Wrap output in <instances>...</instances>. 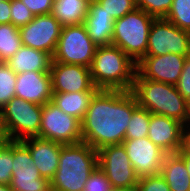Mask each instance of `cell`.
Wrapping results in <instances>:
<instances>
[{
	"label": "cell",
	"instance_id": "6da1fadb",
	"mask_svg": "<svg viewBox=\"0 0 190 191\" xmlns=\"http://www.w3.org/2000/svg\"><path fill=\"white\" fill-rule=\"evenodd\" d=\"M138 106L132 91L98 90L81 121L82 141L96 151L107 145L122 144Z\"/></svg>",
	"mask_w": 190,
	"mask_h": 191
},
{
	"label": "cell",
	"instance_id": "7a4b0ae2",
	"mask_svg": "<svg viewBox=\"0 0 190 191\" xmlns=\"http://www.w3.org/2000/svg\"><path fill=\"white\" fill-rule=\"evenodd\" d=\"M137 64L119 47L97 46L89 67L98 90L132 91Z\"/></svg>",
	"mask_w": 190,
	"mask_h": 191
},
{
	"label": "cell",
	"instance_id": "3957f363",
	"mask_svg": "<svg viewBox=\"0 0 190 191\" xmlns=\"http://www.w3.org/2000/svg\"><path fill=\"white\" fill-rule=\"evenodd\" d=\"M97 167L98 152L86 142L63 145L58 169L50 181L52 191H84Z\"/></svg>",
	"mask_w": 190,
	"mask_h": 191
},
{
	"label": "cell",
	"instance_id": "277c9868",
	"mask_svg": "<svg viewBox=\"0 0 190 191\" xmlns=\"http://www.w3.org/2000/svg\"><path fill=\"white\" fill-rule=\"evenodd\" d=\"M138 105L150 113L164 115L184 124L188 101L175 85L143 79L137 72L132 88Z\"/></svg>",
	"mask_w": 190,
	"mask_h": 191
},
{
	"label": "cell",
	"instance_id": "5b68a950",
	"mask_svg": "<svg viewBox=\"0 0 190 191\" xmlns=\"http://www.w3.org/2000/svg\"><path fill=\"white\" fill-rule=\"evenodd\" d=\"M153 20L154 17L139 8L115 20L112 45L119 47L137 64L146 56Z\"/></svg>",
	"mask_w": 190,
	"mask_h": 191
},
{
	"label": "cell",
	"instance_id": "8992f818",
	"mask_svg": "<svg viewBox=\"0 0 190 191\" xmlns=\"http://www.w3.org/2000/svg\"><path fill=\"white\" fill-rule=\"evenodd\" d=\"M42 108V105L13 97L2 108L9 140L22 141L30 137H40Z\"/></svg>",
	"mask_w": 190,
	"mask_h": 191
},
{
	"label": "cell",
	"instance_id": "52a82bcc",
	"mask_svg": "<svg viewBox=\"0 0 190 191\" xmlns=\"http://www.w3.org/2000/svg\"><path fill=\"white\" fill-rule=\"evenodd\" d=\"M96 49L83 24L63 26L52 62L90 67Z\"/></svg>",
	"mask_w": 190,
	"mask_h": 191
},
{
	"label": "cell",
	"instance_id": "ba28073f",
	"mask_svg": "<svg viewBox=\"0 0 190 191\" xmlns=\"http://www.w3.org/2000/svg\"><path fill=\"white\" fill-rule=\"evenodd\" d=\"M169 53L190 56V32L180 29L165 18H154L146 55L161 56Z\"/></svg>",
	"mask_w": 190,
	"mask_h": 191
},
{
	"label": "cell",
	"instance_id": "9c48e42d",
	"mask_svg": "<svg viewBox=\"0 0 190 191\" xmlns=\"http://www.w3.org/2000/svg\"><path fill=\"white\" fill-rule=\"evenodd\" d=\"M40 137L63 145L81 142V121L50 101L42 108Z\"/></svg>",
	"mask_w": 190,
	"mask_h": 191
},
{
	"label": "cell",
	"instance_id": "30bf717a",
	"mask_svg": "<svg viewBox=\"0 0 190 191\" xmlns=\"http://www.w3.org/2000/svg\"><path fill=\"white\" fill-rule=\"evenodd\" d=\"M9 187L13 191H52L50 180L41 177L22 141L13 140V170Z\"/></svg>",
	"mask_w": 190,
	"mask_h": 191
},
{
	"label": "cell",
	"instance_id": "8fae6325",
	"mask_svg": "<svg viewBox=\"0 0 190 191\" xmlns=\"http://www.w3.org/2000/svg\"><path fill=\"white\" fill-rule=\"evenodd\" d=\"M97 152L98 167L104 172L112 188L137 185L139 177L122 144L107 145Z\"/></svg>",
	"mask_w": 190,
	"mask_h": 191
},
{
	"label": "cell",
	"instance_id": "7c38bea8",
	"mask_svg": "<svg viewBox=\"0 0 190 191\" xmlns=\"http://www.w3.org/2000/svg\"><path fill=\"white\" fill-rule=\"evenodd\" d=\"M62 27L51 13L37 15L30 23L19 28L22 45L44 51L53 57Z\"/></svg>",
	"mask_w": 190,
	"mask_h": 191
},
{
	"label": "cell",
	"instance_id": "4fadbf2b",
	"mask_svg": "<svg viewBox=\"0 0 190 191\" xmlns=\"http://www.w3.org/2000/svg\"><path fill=\"white\" fill-rule=\"evenodd\" d=\"M53 93L97 92L89 67L52 62L50 68Z\"/></svg>",
	"mask_w": 190,
	"mask_h": 191
},
{
	"label": "cell",
	"instance_id": "5bb4252c",
	"mask_svg": "<svg viewBox=\"0 0 190 191\" xmlns=\"http://www.w3.org/2000/svg\"><path fill=\"white\" fill-rule=\"evenodd\" d=\"M122 145L138 177L160 174L166 153L148 137L124 140Z\"/></svg>",
	"mask_w": 190,
	"mask_h": 191
},
{
	"label": "cell",
	"instance_id": "9a60e30c",
	"mask_svg": "<svg viewBox=\"0 0 190 191\" xmlns=\"http://www.w3.org/2000/svg\"><path fill=\"white\" fill-rule=\"evenodd\" d=\"M186 56L169 53L166 55L144 56L136 67V72L143 79H151L176 85L182 73Z\"/></svg>",
	"mask_w": 190,
	"mask_h": 191
},
{
	"label": "cell",
	"instance_id": "2e32d148",
	"mask_svg": "<svg viewBox=\"0 0 190 191\" xmlns=\"http://www.w3.org/2000/svg\"><path fill=\"white\" fill-rule=\"evenodd\" d=\"M50 72H23L16 75L15 97L44 105L52 101Z\"/></svg>",
	"mask_w": 190,
	"mask_h": 191
},
{
	"label": "cell",
	"instance_id": "e0dca14e",
	"mask_svg": "<svg viewBox=\"0 0 190 191\" xmlns=\"http://www.w3.org/2000/svg\"><path fill=\"white\" fill-rule=\"evenodd\" d=\"M184 125L178 120L151 113L148 138L166 154L177 153Z\"/></svg>",
	"mask_w": 190,
	"mask_h": 191
},
{
	"label": "cell",
	"instance_id": "ac0fdd59",
	"mask_svg": "<svg viewBox=\"0 0 190 191\" xmlns=\"http://www.w3.org/2000/svg\"><path fill=\"white\" fill-rule=\"evenodd\" d=\"M22 142L28 147L41 177L51 181L58 169L60 150L63 144L39 136L24 139Z\"/></svg>",
	"mask_w": 190,
	"mask_h": 191
},
{
	"label": "cell",
	"instance_id": "d6986e66",
	"mask_svg": "<svg viewBox=\"0 0 190 191\" xmlns=\"http://www.w3.org/2000/svg\"><path fill=\"white\" fill-rule=\"evenodd\" d=\"M115 20L99 3H90L83 25L96 46L112 45Z\"/></svg>",
	"mask_w": 190,
	"mask_h": 191
},
{
	"label": "cell",
	"instance_id": "ffe728a7",
	"mask_svg": "<svg viewBox=\"0 0 190 191\" xmlns=\"http://www.w3.org/2000/svg\"><path fill=\"white\" fill-rule=\"evenodd\" d=\"M52 61L53 57L49 53L22 45L6 63L19 74L28 71L49 72Z\"/></svg>",
	"mask_w": 190,
	"mask_h": 191
},
{
	"label": "cell",
	"instance_id": "44dd1931",
	"mask_svg": "<svg viewBox=\"0 0 190 191\" xmlns=\"http://www.w3.org/2000/svg\"><path fill=\"white\" fill-rule=\"evenodd\" d=\"M160 174L171 191H190L189 172L178 153L165 154Z\"/></svg>",
	"mask_w": 190,
	"mask_h": 191
},
{
	"label": "cell",
	"instance_id": "7402d4cb",
	"mask_svg": "<svg viewBox=\"0 0 190 191\" xmlns=\"http://www.w3.org/2000/svg\"><path fill=\"white\" fill-rule=\"evenodd\" d=\"M88 5L86 0H54L51 14L62 26L83 24Z\"/></svg>",
	"mask_w": 190,
	"mask_h": 191
},
{
	"label": "cell",
	"instance_id": "603a6c76",
	"mask_svg": "<svg viewBox=\"0 0 190 191\" xmlns=\"http://www.w3.org/2000/svg\"><path fill=\"white\" fill-rule=\"evenodd\" d=\"M96 92L53 93L52 102L64 113L83 120Z\"/></svg>",
	"mask_w": 190,
	"mask_h": 191
},
{
	"label": "cell",
	"instance_id": "cb8c5ba5",
	"mask_svg": "<svg viewBox=\"0 0 190 191\" xmlns=\"http://www.w3.org/2000/svg\"><path fill=\"white\" fill-rule=\"evenodd\" d=\"M19 28L10 24H0V62H6L21 48Z\"/></svg>",
	"mask_w": 190,
	"mask_h": 191
},
{
	"label": "cell",
	"instance_id": "d4e9b609",
	"mask_svg": "<svg viewBox=\"0 0 190 191\" xmlns=\"http://www.w3.org/2000/svg\"><path fill=\"white\" fill-rule=\"evenodd\" d=\"M151 113L138 106L132 113L129 125L125 133V140H133L148 137Z\"/></svg>",
	"mask_w": 190,
	"mask_h": 191
},
{
	"label": "cell",
	"instance_id": "484cf974",
	"mask_svg": "<svg viewBox=\"0 0 190 191\" xmlns=\"http://www.w3.org/2000/svg\"><path fill=\"white\" fill-rule=\"evenodd\" d=\"M16 73L6 62H0V108L15 97Z\"/></svg>",
	"mask_w": 190,
	"mask_h": 191
},
{
	"label": "cell",
	"instance_id": "4316f807",
	"mask_svg": "<svg viewBox=\"0 0 190 191\" xmlns=\"http://www.w3.org/2000/svg\"><path fill=\"white\" fill-rule=\"evenodd\" d=\"M165 19L180 29L190 32V0H173Z\"/></svg>",
	"mask_w": 190,
	"mask_h": 191
},
{
	"label": "cell",
	"instance_id": "83f0119b",
	"mask_svg": "<svg viewBox=\"0 0 190 191\" xmlns=\"http://www.w3.org/2000/svg\"><path fill=\"white\" fill-rule=\"evenodd\" d=\"M13 170V140L0 148V185H9Z\"/></svg>",
	"mask_w": 190,
	"mask_h": 191
},
{
	"label": "cell",
	"instance_id": "f1b7e54d",
	"mask_svg": "<svg viewBox=\"0 0 190 191\" xmlns=\"http://www.w3.org/2000/svg\"><path fill=\"white\" fill-rule=\"evenodd\" d=\"M98 3L114 20L122 18L137 8L136 0H101Z\"/></svg>",
	"mask_w": 190,
	"mask_h": 191
},
{
	"label": "cell",
	"instance_id": "f546056e",
	"mask_svg": "<svg viewBox=\"0 0 190 191\" xmlns=\"http://www.w3.org/2000/svg\"><path fill=\"white\" fill-rule=\"evenodd\" d=\"M173 0H136V6L154 18H165Z\"/></svg>",
	"mask_w": 190,
	"mask_h": 191
},
{
	"label": "cell",
	"instance_id": "4dcf8cb0",
	"mask_svg": "<svg viewBox=\"0 0 190 191\" xmlns=\"http://www.w3.org/2000/svg\"><path fill=\"white\" fill-rule=\"evenodd\" d=\"M11 24L18 28L27 25L34 19L33 13L21 0H11Z\"/></svg>",
	"mask_w": 190,
	"mask_h": 191
},
{
	"label": "cell",
	"instance_id": "1f68e13d",
	"mask_svg": "<svg viewBox=\"0 0 190 191\" xmlns=\"http://www.w3.org/2000/svg\"><path fill=\"white\" fill-rule=\"evenodd\" d=\"M138 191H171L161 174L139 177Z\"/></svg>",
	"mask_w": 190,
	"mask_h": 191
},
{
	"label": "cell",
	"instance_id": "d6a6232c",
	"mask_svg": "<svg viewBox=\"0 0 190 191\" xmlns=\"http://www.w3.org/2000/svg\"><path fill=\"white\" fill-rule=\"evenodd\" d=\"M112 186L104 172L97 167L87 180L84 191H111Z\"/></svg>",
	"mask_w": 190,
	"mask_h": 191
},
{
	"label": "cell",
	"instance_id": "836d02e7",
	"mask_svg": "<svg viewBox=\"0 0 190 191\" xmlns=\"http://www.w3.org/2000/svg\"><path fill=\"white\" fill-rule=\"evenodd\" d=\"M179 93L187 101L190 100V56L185 58L182 73L175 85Z\"/></svg>",
	"mask_w": 190,
	"mask_h": 191
},
{
	"label": "cell",
	"instance_id": "e575fe53",
	"mask_svg": "<svg viewBox=\"0 0 190 191\" xmlns=\"http://www.w3.org/2000/svg\"><path fill=\"white\" fill-rule=\"evenodd\" d=\"M34 16L50 14L54 0H21Z\"/></svg>",
	"mask_w": 190,
	"mask_h": 191
},
{
	"label": "cell",
	"instance_id": "d590c367",
	"mask_svg": "<svg viewBox=\"0 0 190 191\" xmlns=\"http://www.w3.org/2000/svg\"><path fill=\"white\" fill-rule=\"evenodd\" d=\"M11 0L0 1V24L11 23Z\"/></svg>",
	"mask_w": 190,
	"mask_h": 191
},
{
	"label": "cell",
	"instance_id": "8d00e7d4",
	"mask_svg": "<svg viewBox=\"0 0 190 191\" xmlns=\"http://www.w3.org/2000/svg\"><path fill=\"white\" fill-rule=\"evenodd\" d=\"M177 153L190 155V131L186 132L185 126L182 131L181 146Z\"/></svg>",
	"mask_w": 190,
	"mask_h": 191
},
{
	"label": "cell",
	"instance_id": "74e56055",
	"mask_svg": "<svg viewBox=\"0 0 190 191\" xmlns=\"http://www.w3.org/2000/svg\"><path fill=\"white\" fill-rule=\"evenodd\" d=\"M179 155L184 160L185 166H186L187 171L189 172V176H190V155L189 154H179Z\"/></svg>",
	"mask_w": 190,
	"mask_h": 191
},
{
	"label": "cell",
	"instance_id": "f35d334b",
	"mask_svg": "<svg viewBox=\"0 0 190 191\" xmlns=\"http://www.w3.org/2000/svg\"><path fill=\"white\" fill-rule=\"evenodd\" d=\"M111 191H138L136 186L122 187V188H112Z\"/></svg>",
	"mask_w": 190,
	"mask_h": 191
},
{
	"label": "cell",
	"instance_id": "ab89813d",
	"mask_svg": "<svg viewBox=\"0 0 190 191\" xmlns=\"http://www.w3.org/2000/svg\"><path fill=\"white\" fill-rule=\"evenodd\" d=\"M9 138L6 132H0V148L8 142Z\"/></svg>",
	"mask_w": 190,
	"mask_h": 191
},
{
	"label": "cell",
	"instance_id": "60d3db41",
	"mask_svg": "<svg viewBox=\"0 0 190 191\" xmlns=\"http://www.w3.org/2000/svg\"><path fill=\"white\" fill-rule=\"evenodd\" d=\"M0 132H6V128L4 125V120H3V111L0 108Z\"/></svg>",
	"mask_w": 190,
	"mask_h": 191
},
{
	"label": "cell",
	"instance_id": "b9f144b4",
	"mask_svg": "<svg viewBox=\"0 0 190 191\" xmlns=\"http://www.w3.org/2000/svg\"><path fill=\"white\" fill-rule=\"evenodd\" d=\"M190 120V100L188 101V108H187V116L184 122V126H186L187 122ZM186 123V124H185Z\"/></svg>",
	"mask_w": 190,
	"mask_h": 191
},
{
	"label": "cell",
	"instance_id": "7bdbcfd3",
	"mask_svg": "<svg viewBox=\"0 0 190 191\" xmlns=\"http://www.w3.org/2000/svg\"><path fill=\"white\" fill-rule=\"evenodd\" d=\"M0 191H13L9 185H0Z\"/></svg>",
	"mask_w": 190,
	"mask_h": 191
},
{
	"label": "cell",
	"instance_id": "ee69618b",
	"mask_svg": "<svg viewBox=\"0 0 190 191\" xmlns=\"http://www.w3.org/2000/svg\"><path fill=\"white\" fill-rule=\"evenodd\" d=\"M86 1L90 4V3H98L101 0H86Z\"/></svg>",
	"mask_w": 190,
	"mask_h": 191
}]
</instances>
